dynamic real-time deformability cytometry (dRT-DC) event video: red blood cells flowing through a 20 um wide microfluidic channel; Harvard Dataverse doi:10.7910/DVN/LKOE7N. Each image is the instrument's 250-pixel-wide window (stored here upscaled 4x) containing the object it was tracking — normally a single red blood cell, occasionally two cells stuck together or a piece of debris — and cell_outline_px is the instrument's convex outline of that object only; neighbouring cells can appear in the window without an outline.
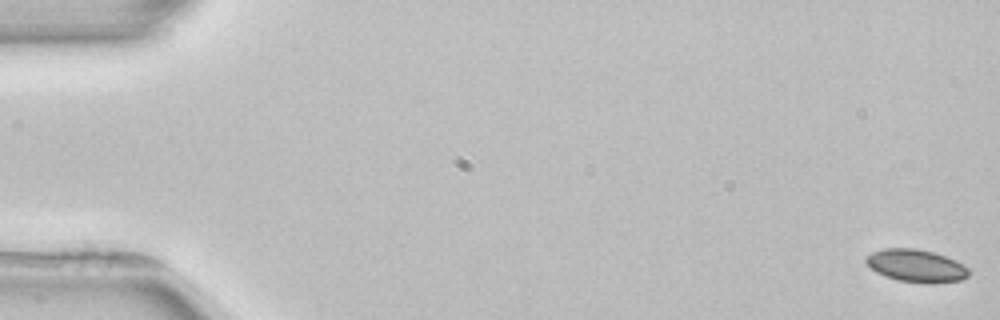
{"species": "common noctule bat (a hibernating species)", "species_latin": "Nyctalus noctula", "temperature_condition": "room temperature", "stored_images_in_passage": 5, "camera_frame_rate_fps": 3000, "um_per_image_px": 0.085, "animal": {"sex": "female", "body_mass_g": 22.7, "forearm_length_mm": 54.2}, "frame": {"image": 1, "passage_image": 1, "time_ms": 0.0, "image_size_px": [1000, 320], "cell_outline_px": [[968, 276], [960, 280], [928, 284], [896, 280], [884, 276], [876, 272], [864, 260], [864, 256], [872, 252], [884, 248], [916, 248], [932, 252], [956, 260], [964, 264], [968, 268]], "centroid_in_image_um": [77.85, 22.59], "position_along_channel_um": 7.2, "area_um2": 19.65}}
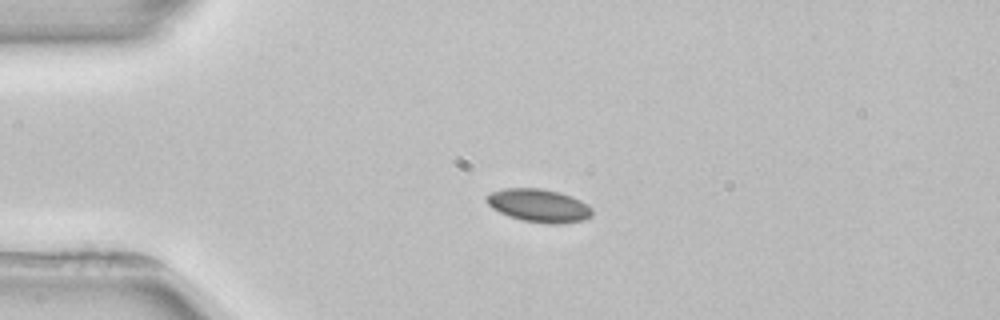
{"frame": {"image": 2, "passage_image": 3, "time_ms": 4.0, "image_size_px": [1000, 320], "cell_outline_px": [[592, 216], [584, 220], [560, 224], [548, 224], [520, 220], [508, 216], [492, 208], [484, 200], [484, 196], [492, 192], [504, 188], [540, 188], [560, 192], [572, 196], [588, 204], [592, 208]], "centroid_in_image_um": [45.8, 17.47], "position_along_channel_um": 39.2, "area_um2": 20.69}}